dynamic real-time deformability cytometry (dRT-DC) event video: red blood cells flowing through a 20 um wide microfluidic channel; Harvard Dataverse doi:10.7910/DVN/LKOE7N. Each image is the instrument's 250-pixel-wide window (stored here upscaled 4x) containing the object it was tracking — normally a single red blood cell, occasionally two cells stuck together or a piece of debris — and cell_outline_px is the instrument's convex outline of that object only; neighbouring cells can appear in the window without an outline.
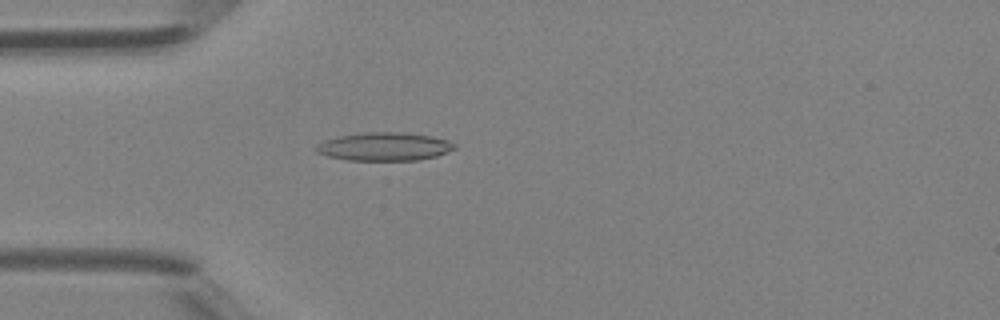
{"species": "Egyptian fruit bat (a non-hibernating species)", "species_latin": "Rousettus aegyptiacus", "temperature_condition": "room temperature", "stored_images_in_passage": 47, "camera_frame_rate_fps": 3000, "um_per_image_px": 0.085, "animal": {"sex": "female"}, "frame": {"image": 1, "passage_image": 14, "time_ms": 4.333, "image_size_px": [1000, 320], "cell_outline_px": [[456, 148], [436, 156], [416, 160], [348, 160], [328, 156], [316, 152], [312, 148], [316, 144], [324, 140], [340, 136], [360, 132], [404, 132], [432, 136], [448, 140], [456, 144]], "centroid_in_image_um": [32.64, 12.45], "position_along_channel_um": 52.4, "area_um2": 22.95}}
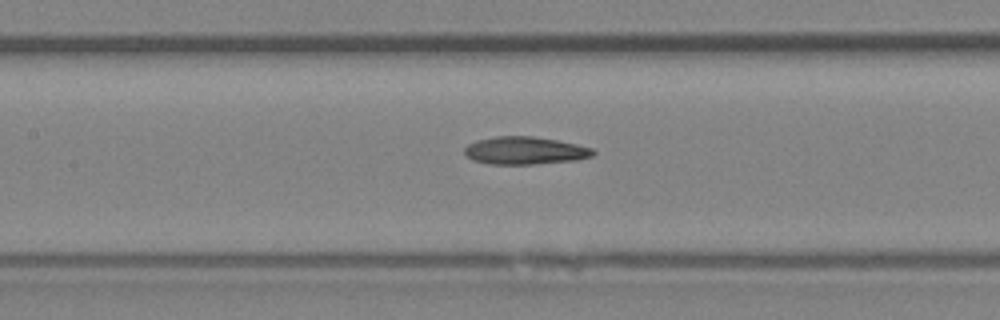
{"frame": {"image": 2, "passage_image": 22, "time_ms": 7.0, "image_size_px": [1000, 320], "cell_outline_px": [[596, 152], [592, 156], [576, 160], [532, 164], [488, 164], [472, 160], [464, 152], [464, 148], [468, 144], [476, 140], [496, 136], [532, 136], [556, 140], [576, 144], [592, 148]], "centroid_in_image_um": [44.6, 12.8], "position_along_channel_um": 162.8, "area_um2": 20.69}}
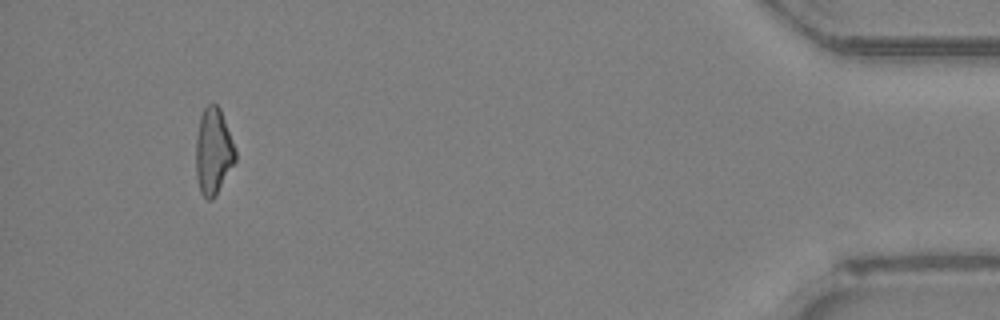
{"frame": {"image": 3, "passage_image": 44, "time_ms": 14.333, "image_size_px": [1000, 320], "cell_outline_px": [[236, 160], [216, 196], [212, 200], [208, 200], [200, 192], [196, 176], [196, 136], [200, 116], [204, 108], [208, 104], [216, 104], [220, 108], [236, 152]], "centroid_in_image_um": [18.12, 12.89], "position_along_channel_um": 417.1, "area_um2": 19.83}, "authors_computed_cell_mechanics": {"area_um2": 20.6924, "velocity_mm_per_s": 4.4651, "shape_relaxation_time_tau1_ms": 5.3663, "shape_relaxation_time_tau2_ms": 8.7266, "deformation_change_tau1": 0.1711, "deformation_change_tau2": 0.2187}}